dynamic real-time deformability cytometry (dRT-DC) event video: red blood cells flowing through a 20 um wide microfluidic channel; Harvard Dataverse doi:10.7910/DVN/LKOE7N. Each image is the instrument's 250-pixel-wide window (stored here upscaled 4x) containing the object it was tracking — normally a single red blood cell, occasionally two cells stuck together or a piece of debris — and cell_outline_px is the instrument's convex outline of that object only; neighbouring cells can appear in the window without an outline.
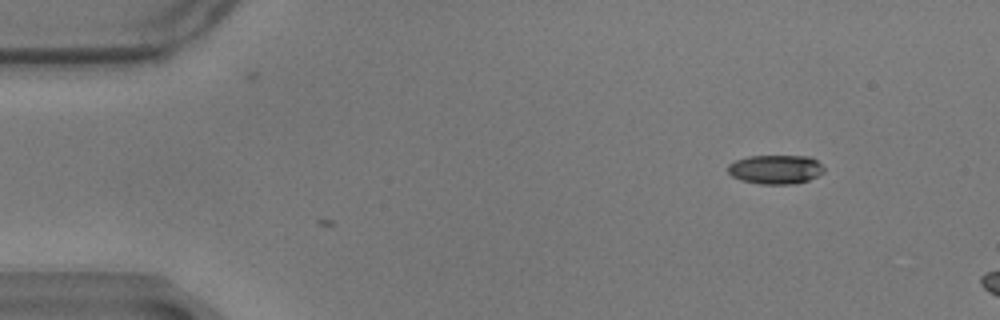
{"species": "common noctule bat (a hibernating species)", "species_latin": "Nyctalus noctula", "temperature_condition": "warm", "stored_images_in_passage": 2, "camera_frame_rate_fps": 3000, "um_per_image_px": 0.085, "animal": {"sex": "male", "body_mass_g": 17.9}, "frame": {"image": 1, "passage_image": 2, "time_ms": 0.333, "image_size_px": [1000, 320], "cell_outline_px": [[824, 172], [808, 180], [796, 184], [760, 184], [740, 180], [732, 176], [728, 172], [728, 164], [736, 160], [748, 156], [808, 156], [816, 160], [824, 168]], "centroid_in_image_um": [65.9, 14.4], "position_along_channel_um": 19.1, "area_um2": 16.3}}